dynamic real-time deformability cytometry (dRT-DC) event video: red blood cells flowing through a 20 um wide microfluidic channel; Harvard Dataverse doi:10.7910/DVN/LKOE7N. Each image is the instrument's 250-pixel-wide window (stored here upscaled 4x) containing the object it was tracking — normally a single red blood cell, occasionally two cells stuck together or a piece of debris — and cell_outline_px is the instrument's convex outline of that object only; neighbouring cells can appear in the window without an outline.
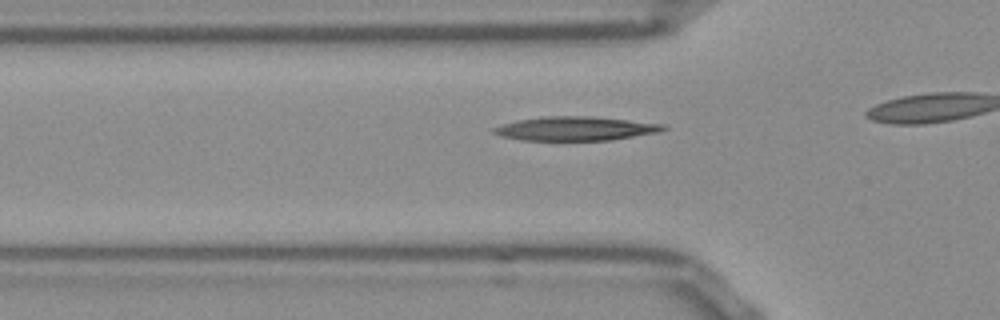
{"species": "Egyptian fruit bat (a non-hibernating species)", "species_latin": "Rousettus aegyptiacus", "temperature_condition": "room temperature", "stored_images_in_passage": 21, "camera_frame_rate_fps": 3000, "um_per_image_px": 0.085, "frame": {"image": 1, "passage_image": 13, "time_ms": 4.0, "image_size_px": [1000, 320], "cell_outline_px": [[668, 128], [656, 132], [612, 140], [520, 140], [500, 136], [492, 132], [492, 128], [516, 120], [544, 116], [592, 116], [664, 124]], "centroid_in_image_um": [48.87, 10.92], "position_along_channel_um": 76.9, "area_um2": 23.58}}
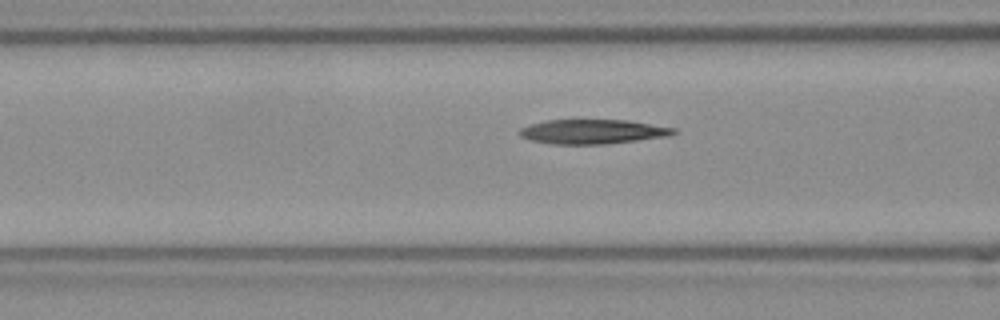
{"frame": {"image": 2, "passage_image": 16, "time_ms": 5.0, "image_size_px": [1000, 320], "cell_outline_px": [[676, 132], [672, 136], [604, 144], [552, 144], [532, 140], [520, 136], [520, 128], [544, 120], [628, 120], [676, 128]], "centroid_in_image_um": [50.42, 11.19], "position_along_channel_um": 116.2, "area_um2": 21.91}}
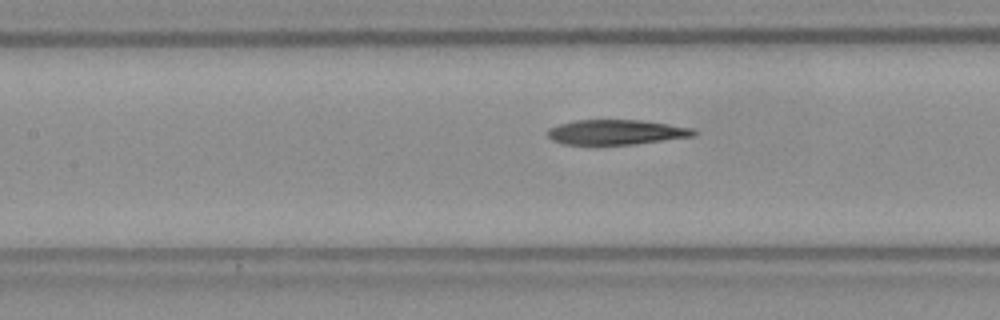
{"frame": {"image": 3, "passage_image": 19, "time_ms": 6.0, "image_size_px": [1000, 320], "cell_outline_px": [[696, 136], [636, 144], [564, 144], [552, 140], [548, 136], [548, 128], [560, 124], [576, 120], [640, 120], [696, 128]], "centroid_in_image_um": [52.43, 11.23], "position_along_channel_um": 155.0, "area_um2": 21.21}}